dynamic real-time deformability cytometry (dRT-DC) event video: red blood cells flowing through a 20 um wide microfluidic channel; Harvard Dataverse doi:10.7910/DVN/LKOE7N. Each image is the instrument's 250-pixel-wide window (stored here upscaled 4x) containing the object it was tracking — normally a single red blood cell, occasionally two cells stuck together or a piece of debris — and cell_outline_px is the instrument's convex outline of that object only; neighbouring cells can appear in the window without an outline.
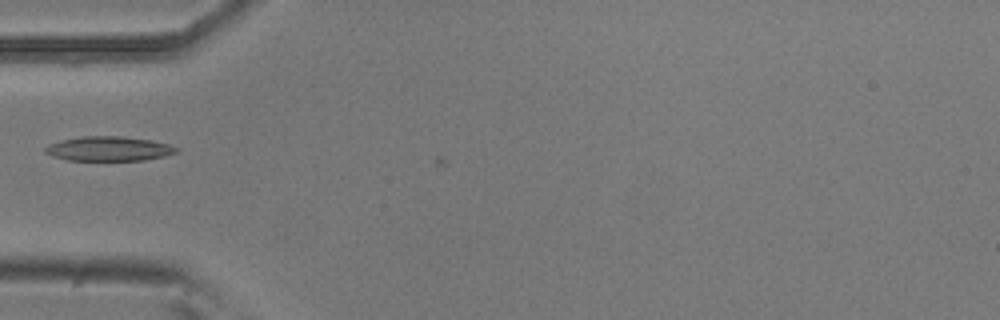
{"species": "common noctule bat (a hibernating species)", "species_latin": "Nyctalus noctula", "temperature_condition": "room temperature", "stored_images_in_passage": 31, "camera_frame_rate_fps": 3000, "um_per_image_px": 0.085, "animal": {"sex": "male", "body_mass_g": 20.5, "forearm_length_mm": 52.5}, "frame": {"image": 1, "passage_image": 1, "time_ms": 0.0, "image_size_px": [1000, 320], "cell_outline_px": [[180, 152], [164, 156], [144, 160], [68, 160], [52, 156], [44, 152], [44, 148], [52, 144], [64, 140], [80, 136], [120, 136], [152, 140], [168, 144], [180, 148]], "centroid_in_image_um": [9.31, 12.64], "position_along_channel_um": 75.7, "area_um2": 18.67}}
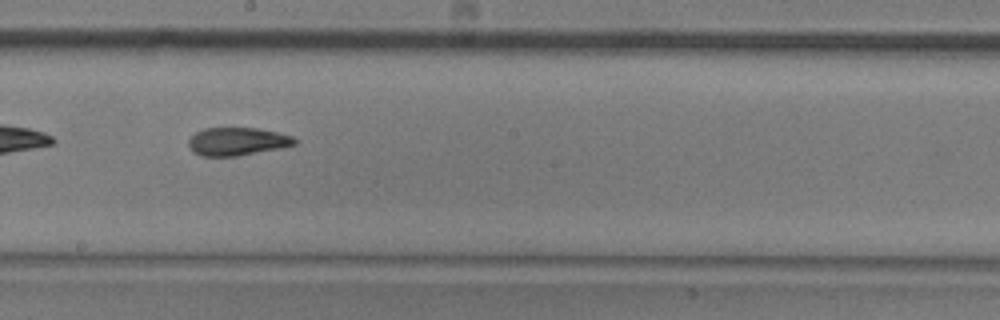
{"frame": {"image": 2, "passage_image": 13, "time_ms": 4.0, "image_size_px": [1000, 320], "cell_outline_px": [[296, 144], [280, 148], [236, 156], [200, 156], [192, 152], [188, 144], [188, 140], [196, 132], [204, 128], [256, 128], [276, 132], [292, 136], [296, 140]], "centroid_in_image_um": [20.13, 12.03], "position_along_channel_um": 228.1, "area_um2": 17.22}}
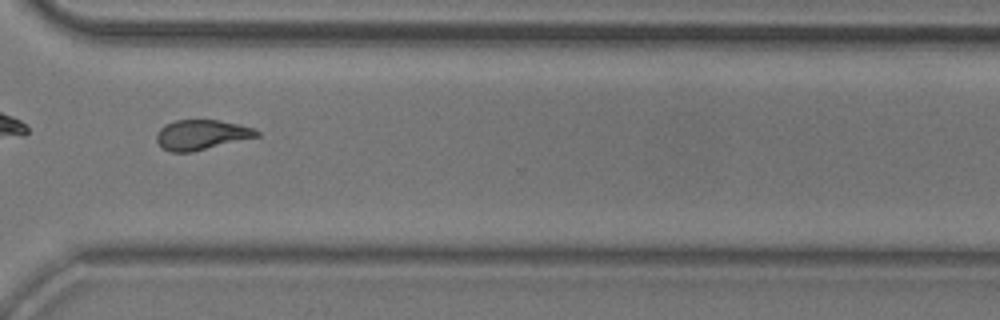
{"frame": {"image": 3, "passage_image": 23, "time_ms": 7.333, "image_size_px": [1000, 320], "cell_outline_px": [[260, 136], [192, 152], [172, 152], [164, 148], [156, 140], [156, 132], [160, 128], [176, 120], [216, 120], [240, 124], [252, 128], [260, 132]], "centroid_in_image_um": [17.14, 11.45], "position_along_channel_um": 353.5, "area_um2": 17.34}}